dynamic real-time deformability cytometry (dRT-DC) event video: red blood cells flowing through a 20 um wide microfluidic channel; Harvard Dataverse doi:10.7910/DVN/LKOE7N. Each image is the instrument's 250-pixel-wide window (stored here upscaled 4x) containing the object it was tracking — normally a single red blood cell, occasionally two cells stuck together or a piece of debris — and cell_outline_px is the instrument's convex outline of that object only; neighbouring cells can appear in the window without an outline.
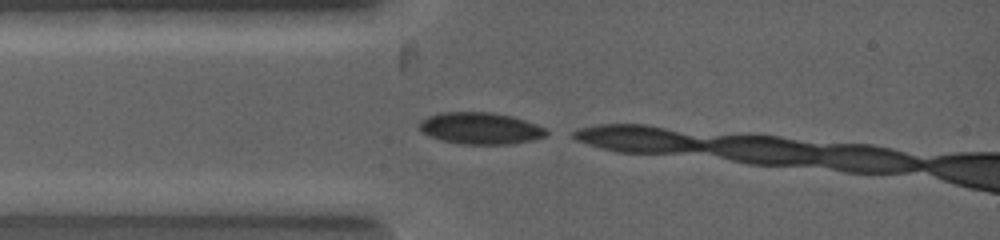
{"species": "common noctule bat (a hibernating species)", "species_latin": "Nyctalus noctula", "temperature_condition": "warm", "stored_images_in_passage": 2, "camera_frame_rate_fps": 5000, "um_per_image_px": 0.085, "animal": {"sex": "female", "body_mass_g": 19.0, "forearm_length_mm": 53.3}, "frame": {"image": 1, "passage_image": 2, "time_ms": 0.2, "image_size_px": [1000, 240], "cell_outline_px": [[548, 136], [536, 140], [512, 144], [460, 144], [440, 140], [428, 136], [416, 124], [420, 120], [428, 116], [440, 112], [492, 112], [512, 116], [536, 124], [544, 128], [548, 132]], "centroid_in_image_um": [40.83, 10.91], "position_along_channel_um": 44.2, "area_um2": 23.81}}